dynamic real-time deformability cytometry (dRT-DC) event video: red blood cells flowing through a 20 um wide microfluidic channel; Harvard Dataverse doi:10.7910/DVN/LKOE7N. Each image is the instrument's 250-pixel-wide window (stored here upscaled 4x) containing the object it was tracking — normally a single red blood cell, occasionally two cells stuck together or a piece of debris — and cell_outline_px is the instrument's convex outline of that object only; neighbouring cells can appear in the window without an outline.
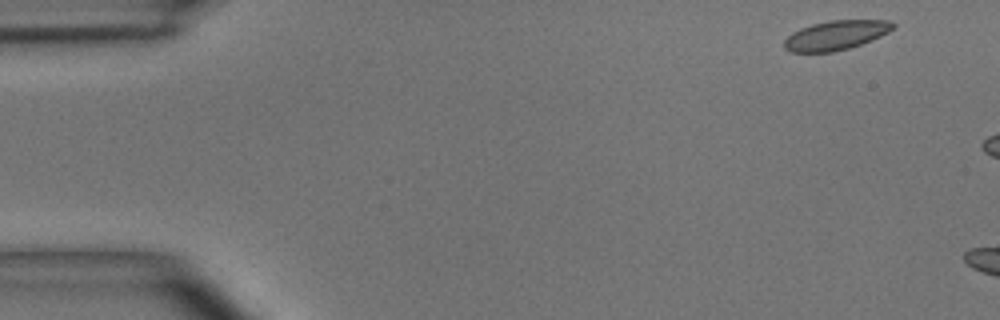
{"species": "common noctule bat (a hibernating species)", "species_latin": "Nyctalus noctula", "temperature_condition": "room temperature", "stored_images_in_passage": 5, "camera_frame_rate_fps": 3000, "um_per_image_px": 0.085, "animal": {"sex": "male", "body_mass_g": 15.6}, "frame": {"image": 1, "passage_image": 1, "time_ms": 0.0, "image_size_px": [1000, 320], "cell_outline_px": [[896, 28], [880, 36], [860, 44], [848, 48], [832, 52], [792, 52], [784, 48], [784, 40], [792, 32], [800, 28], [812, 24], [832, 20], [892, 20], [896, 24]], "centroid_in_image_um": [71.07, 2.98], "position_along_channel_um": 13.9, "area_um2": 18.61}}